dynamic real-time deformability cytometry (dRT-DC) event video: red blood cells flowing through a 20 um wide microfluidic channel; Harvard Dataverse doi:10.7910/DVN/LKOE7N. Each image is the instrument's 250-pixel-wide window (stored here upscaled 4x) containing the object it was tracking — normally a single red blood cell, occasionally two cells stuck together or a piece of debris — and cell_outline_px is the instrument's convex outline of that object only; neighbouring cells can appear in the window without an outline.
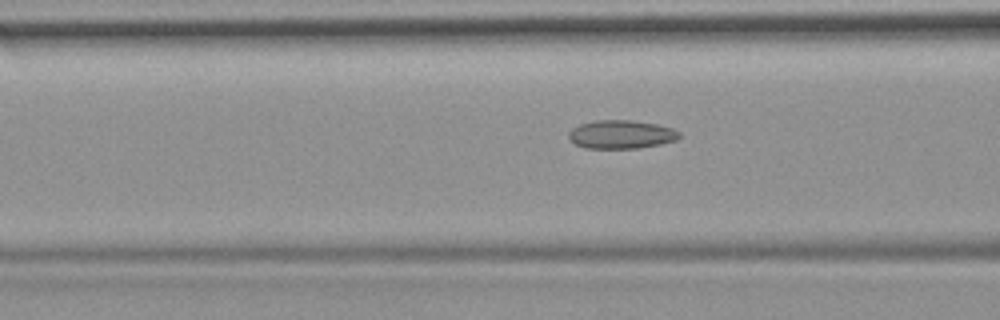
{"species": "common noctule bat (a hibernating species)", "species_latin": "Nyctalus noctula", "temperature_condition": "room temperature", "stored_images_in_passage": 37, "camera_frame_rate_fps": 3000, "um_per_image_px": 0.085, "animal": {"sex": "female", "body_mass_g": 19.9}, "frame": {"image": 1, "passage_image": 8, "time_ms": 2.333, "image_size_px": [1000, 320], "cell_outline_px": [[680, 136], [676, 140], [660, 144], [640, 148], [584, 148], [576, 144], [568, 136], [568, 132], [572, 128], [580, 124], [596, 120], [632, 120], [656, 124], [672, 128], [680, 132]], "centroid_in_image_um": [52.8, 11.42], "position_along_channel_um": 113.8, "area_um2": 18.32}}
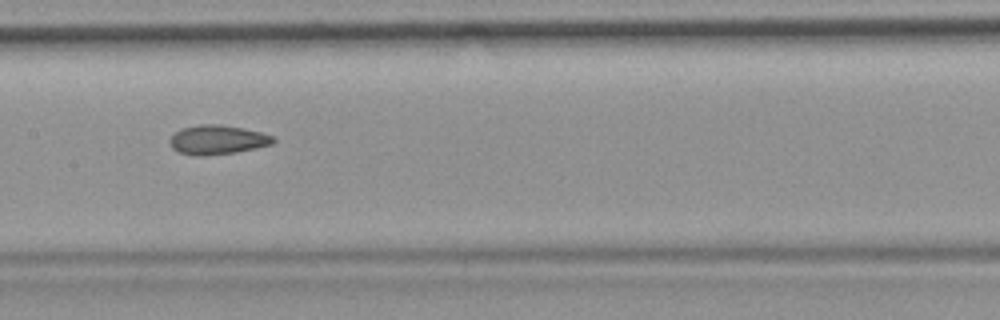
{"frame": {"image": 2, "passage_image": 14, "time_ms": 4.333, "image_size_px": [1000, 320], "cell_outline_px": [[276, 140], [272, 144], [236, 152], [180, 152], [172, 148], [168, 140], [176, 132], [184, 128], [200, 124], [220, 124], [244, 128], [276, 136]], "centroid_in_image_um": [18.57, 11.81], "position_along_channel_um": 188.8, "area_um2": 16.7}}
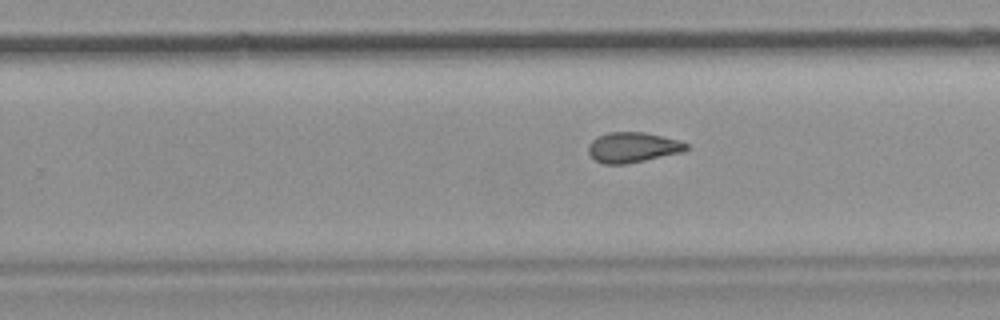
{"frame": {"image": 3, "passage_image": 21, "time_ms": 6.667, "image_size_px": [1000, 320], "cell_outline_px": [[688, 148], [680, 152], [644, 160], [624, 164], [604, 164], [596, 160], [588, 152], [588, 144], [592, 140], [608, 132], [644, 132], [676, 140], [688, 144]], "centroid_in_image_um": [53.73, 12.52], "position_along_channel_um": 276.1, "area_um2": 16.82}}